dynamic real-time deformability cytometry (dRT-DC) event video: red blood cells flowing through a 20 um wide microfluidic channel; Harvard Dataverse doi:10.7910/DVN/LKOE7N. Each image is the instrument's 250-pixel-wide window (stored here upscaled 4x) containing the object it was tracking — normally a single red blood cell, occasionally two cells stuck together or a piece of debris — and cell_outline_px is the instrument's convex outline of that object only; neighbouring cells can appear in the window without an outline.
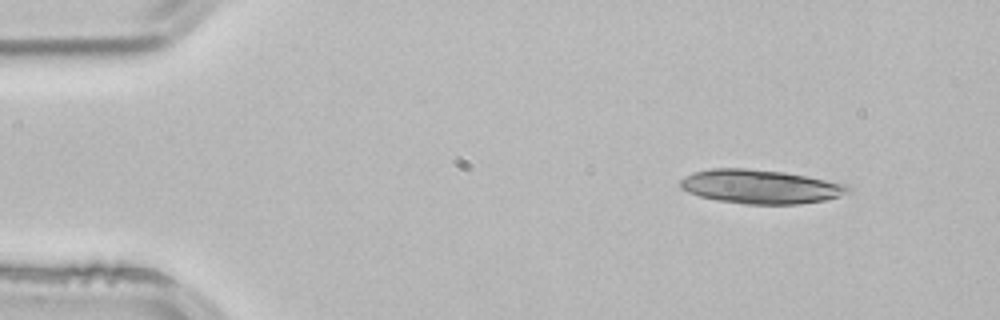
{"species": "common noctule bat (a hibernating species)", "species_latin": "Nyctalus noctula", "temperature_condition": "room temperature", "stored_images_in_passage": 4, "camera_frame_rate_fps": 3000, "um_per_image_px": 0.085, "animal": {"sex": "male", "body_mass_g": 21.5, "forearm_length_mm": 52.0}, "frame": {"image": 1, "passage_image": 1, "time_ms": 0.0, "image_size_px": [1000, 320], "cell_outline_px": [[852, 192], [840, 196], [824, 200], [800, 204], [744, 204], [720, 200], [700, 196], [688, 192], [680, 188], [680, 180], [684, 176], [692, 172], [712, 168], [748, 168], [784, 172], [808, 176], [848, 184], [852, 188]], "centroid_in_image_um": [64.67, 15.85], "position_along_channel_um": 20.3, "area_um2": 33.47}}